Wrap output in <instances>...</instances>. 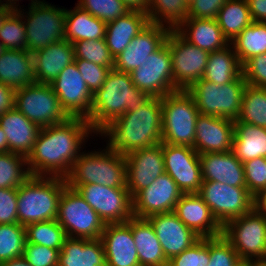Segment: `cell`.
Instances as JSON below:
<instances>
[{
  "label": "cell",
  "mask_w": 266,
  "mask_h": 266,
  "mask_svg": "<svg viewBox=\"0 0 266 266\" xmlns=\"http://www.w3.org/2000/svg\"><path fill=\"white\" fill-rule=\"evenodd\" d=\"M92 134L95 133L89 122L80 117H69L65 122L42 127L27 156L30 175L65 178Z\"/></svg>",
  "instance_id": "1"
},
{
  "label": "cell",
  "mask_w": 266,
  "mask_h": 266,
  "mask_svg": "<svg viewBox=\"0 0 266 266\" xmlns=\"http://www.w3.org/2000/svg\"><path fill=\"white\" fill-rule=\"evenodd\" d=\"M97 134L107 137L105 148L122 155L161 143V98L150 97L134 111L107 123Z\"/></svg>",
  "instance_id": "2"
},
{
  "label": "cell",
  "mask_w": 266,
  "mask_h": 266,
  "mask_svg": "<svg viewBox=\"0 0 266 266\" xmlns=\"http://www.w3.org/2000/svg\"><path fill=\"white\" fill-rule=\"evenodd\" d=\"M149 98L146 92L133 84L130 73L113 68L100 89L93 94L91 113L86 120L96 134L107 123L113 122L125 112L134 111Z\"/></svg>",
  "instance_id": "3"
},
{
  "label": "cell",
  "mask_w": 266,
  "mask_h": 266,
  "mask_svg": "<svg viewBox=\"0 0 266 266\" xmlns=\"http://www.w3.org/2000/svg\"><path fill=\"white\" fill-rule=\"evenodd\" d=\"M66 186L63 177L31 175L17 188L18 223L26 226L35 222L55 220L59 200Z\"/></svg>",
  "instance_id": "4"
},
{
  "label": "cell",
  "mask_w": 266,
  "mask_h": 266,
  "mask_svg": "<svg viewBox=\"0 0 266 266\" xmlns=\"http://www.w3.org/2000/svg\"><path fill=\"white\" fill-rule=\"evenodd\" d=\"M125 155L102 151L81 152L65 177L67 185L98 184L110 188H127Z\"/></svg>",
  "instance_id": "5"
},
{
  "label": "cell",
  "mask_w": 266,
  "mask_h": 266,
  "mask_svg": "<svg viewBox=\"0 0 266 266\" xmlns=\"http://www.w3.org/2000/svg\"><path fill=\"white\" fill-rule=\"evenodd\" d=\"M162 143L194 148L196 120L200 114L187 90H177L161 98Z\"/></svg>",
  "instance_id": "6"
},
{
  "label": "cell",
  "mask_w": 266,
  "mask_h": 266,
  "mask_svg": "<svg viewBox=\"0 0 266 266\" xmlns=\"http://www.w3.org/2000/svg\"><path fill=\"white\" fill-rule=\"evenodd\" d=\"M246 85L242 74L233 82L223 85L201 78L192 84L187 92L193 97L200 114L236 121L241 111Z\"/></svg>",
  "instance_id": "7"
},
{
  "label": "cell",
  "mask_w": 266,
  "mask_h": 266,
  "mask_svg": "<svg viewBox=\"0 0 266 266\" xmlns=\"http://www.w3.org/2000/svg\"><path fill=\"white\" fill-rule=\"evenodd\" d=\"M29 5L28 12L24 13L21 6L17 11L25 23L27 51L32 54L50 44L65 40V8H58L44 0H31Z\"/></svg>",
  "instance_id": "8"
},
{
  "label": "cell",
  "mask_w": 266,
  "mask_h": 266,
  "mask_svg": "<svg viewBox=\"0 0 266 266\" xmlns=\"http://www.w3.org/2000/svg\"><path fill=\"white\" fill-rule=\"evenodd\" d=\"M56 220L67 237L88 240L100 239L106 225L77 190L68 186L60 197Z\"/></svg>",
  "instance_id": "9"
},
{
  "label": "cell",
  "mask_w": 266,
  "mask_h": 266,
  "mask_svg": "<svg viewBox=\"0 0 266 266\" xmlns=\"http://www.w3.org/2000/svg\"><path fill=\"white\" fill-rule=\"evenodd\" d=\"M222 235L231 243L241 261L266 259V217L255 207L229 220Z\"/></svg>",
  "instance_id": "10"
},
{
  "label": "cell",
  "mask_w": 266,
  "mask_h": 266,
  "mask_svg": "<svg viewBox=\"0 0 266 266\" xmlns=\"http://www.w3.org/2000/svg\"><path fill=\"white\" fill-rule=\"evenodd\" d=\"M14 107L41 128L65 122L69 118L50 84L35 83L17 89Z\"/></svg>",
  "instance_id": "11"
},
{
  "label": "cell",
  "mask_w": 266,
  "mask_h": 266,
  "mask_svg": "<svg viewBox=\"0 0 266 266\" xmlns=\"http://www.w3.org/2000/svg\"><path fill=\"white\" fill-rule=\"evenodd\" d=\"M198 195L209 206L212 214L222 226L254 208L255 197L246 187L203 181Z\"/></svg>",
  "instance_id": "12"
},
{
  "label": "cell",
  "mask_w": 266,
  "mask_h": 266,
  "mask_svg": "<svg viewBox=\"0 0 266 266\" xmlns=\"http://www.w3.org/2000/svg\"><path fill=\"white\" fill-rule=\"evenodd\" d=\"M67 186L77 190L105 224L126 223L133 216L132 196L127 188L98 184Z\"/></svg>",
  "instance_id": "13"
},
{
  "label": "cell",
  "mask_w": 266,
  "mask_h": 266,
  "mask_svg": "<svg viewBox=\"0 0 266 266\" xmlns=\"http://www.w3.org/2000/svg\"><path fill=\"white\" fill-rule=\"evenodd\" d=\"M166 43L171 52L174 86L187 90L205 73L209 52L190 44L176 30H170Z\"/></svg>",
  "instance_id": "14"
},
{
  "label": "cell",
  "mask_w": 266,
  "mask_h": 266,
  "mask_svg": "<svg viewBox=\"0 0 266 266\" xmlns=\"http://www.w3.org/2000/svg\"><path fill=\"white\" fill-rule=\"evenodd\" d=\"M130 75L133 84L150 97L162 98L177 91L173 80L171 52L166 41Z\"/></svg>",
  "instance_id": "15"
},
{
  "label": "cell",
  "mask_w": 266,
  "mask_h": 266,
  "mask_svg": "<svg viewBox=\"0 0 266 266\" xmlns=\"http://www.w3.org/2000/svg\"><path fill=\"white\" fill-rule=\"evenodd\" d=\"M164 170L183 194L198 193L203 179L199 154L194 148L163 143Z\"/></svg>",
  "instance_id": "16"
},
{
  "label": "cell",
  "mask_w": 266,
  "mask_h": 266,
  "mask_svg": "<svg viewBox=\"0 0 266 266\" xmlns=\"http://www.w3.org/2000/svg\"><path fill=\"white\" fill-rule=\"evenodd\" d=\"M50 85L69 117H89L93 93L83 80L75 62L66 66Z\"/></svg>",
  "instance_id": "17"
},
{
  "label": "cell",
  "mask_w": 266,
  "mask_h": 266,
  "mask_svg": "<svg viewBox=\"0 0 266 266\" xmlns=\"http://www.w3.org/2000/svg\"><path fill=\"white\" fill-rule=\"evenodd\" d=\"M183 195L176 182L164 172L133 198V216L148 218L154 214L174 212Z\"/></svg>",
  "instance_id": "18"
},
{
  "label": "cell",
  "mask_w": 266,
  "mask_h": 266,
  "mask_svg": "<svg viewBox=\"0 0 266 266\" xmlns=\"http://www.w3.org/2000/svg\"><path fill=\"white\" fill-rule=\"evenodd\" d=\"M125 158L126 186L132 198L165 172L162 142L132 151Z\"/></svg>",
  "instance_id": "19"
},
{
  "label": "cell",
  "mask_w": 266,
  "mask_h": 266,
  "mask_svg": "<svg viewBox=\"0 0 266 266\" xmlns=\"http://www.w3.org/2000/svg\"><path fill=\"white\" fill-rule=\"evenodd\" d=\"M147 219L155 230L167 260L179 255L200 239L174 212L154 214Z\"/></svg>",
  "instance_id": "20"
},
{
  "label": "cell",
  "mask_w": 266,
  "mask_h": 266,
  "mask_svg": "<svg viewBox=\"0 0 266 266\" xmlns=\"http://www.w3.org/2000/svg\"><path fill=\"white\" fill-rule=\"evenodd\" d=\"M169 31L163 25L149 23L115 58L114 69L131 73L166 41Z\"/></svg>",
  "instance_id": "21"
},
{
  "label": "cell",
  "mask_w": 266,
  "mask_h": 266,
  "mask_svg": "<svg viewBox=\"0 0 266 266\" xmlns=\"http://www.w3.org/2000/svg\"><path fill=\"white\" fill-rule=\"evenodd\" d=\"M234 121L199 114L196 120L194 150L200 154L232 151Z\"/></svg>",
  "instance_id": "22"
},
{
  "label": "cell",
  "mask_w": 266,
  "mask_h": 266,
  "mask_svg": "<svg viewBox=\"0 0 266 266\" xmlns=\"http://www.w3.org/2000/svg\"><path fill=\"white\" fill-rule=\"evenodd\" d=\"M100 239L106 266H140L132 235V217L126 223L106 224Z\"/></svg>",
  "instance_id": "23"
},
{
  "label": "cell",
  "mask_w": 266,
  "mask_h": 266,
  "mask_svg": "<svg viewBox=\"0 0 266 266\" xmlns=\"http://www.w3.org/2000/svg\"><path fill=\"white\" fill-rule=\"evenodd\" d=\"M174 213L200 238L217 237L223 233V226L198 193L183 194L176 203Z\"/></svg>",
  "instance_id": "24"
},
{
  "label": "cell",
  "mask_w": 266,
  "mask_h": 266,
  "mask_svg": "<svg viewBox=\"0 0 266 266\" xmlns=\"http://www.w3.org/2000/svg\"><path fill=\"white\" fill-rule=\"evenodd\" d=\"M36 83L50 84L69 64L75 62L73 44L60 40L32 53Z\"/></svg>",
  "instance_id": "25"
},
{
  "label": "cell",
  "mask_w": 266,
  "mask_h": 266,
  "mask_svg": "<svg viewBox=\"0 0 266 266\" xmlns=\"http://www.w3.org/2000/svg\"><path fill=\"white\" fill-rule=\"evenodd\" d=\"M203 181L246 187L243 163L230 152L199 155Z\"/></svg>",
  "instance_id": "26"
},
{
  "label": "cell",
  "mask_w": 266,
  "mask_h": 266,
  "mask_svg": "<svg viewBox=\"0 0 266 266\" xmlns=\"http://www.w3.org/2000/svg\"><path fill=\"white\" fill-rule=\"evenodd\" d=\"M0 126L6 134L8 152L25 157L31 153L41 130L15 107L0 115Z\"/></svg>",
  "instance_id": "27"
},
{
  "label": "cell",
  "mask_w": 266,
  "mask_h": 266,
  "mask_svg": "<svg viewBox=\"0 0 266 266\" xmlns=\"http://www.w3.org/2000/svg\"><path fill=\"white\" fill-rule=\"evenodd\" d=\"M0 82L15 90L35 84L33 55L27 50L5 49L0 55Z\"/></svg>",
  "instance_id": "28"
},
{
  "label": "cell",
  "mask_w": 266,
  "mask_h": 266,
  "mask_svg": "<svg viewBox=\"0 0 266 266\" xmlns=\"http://www.w3.org/2000/svg\"><path fill=\"white\" fill-rule=\"evenodd\" d=\"M176 31L190 44L209 53L230 44L216 19L187 18Z\"/></svg>",
  "instance_id": "29"
},
{
  "label": "cell",
  "mask_w": 266,
  "mask_h": 266,
  "mask_svg": "<svg viewBox=\"0 0 266 266\" xmlns=\"http://www.w3.org/2000/svg\"><path fill=\"white\" fill-rule=\"evenodd\" d=\"M148 24L147 13L136 10H130L118 19L108 22L105 41L112 56H119Z\"/></svg>",
  "instance_id": "30"
},
{
  "label": "cell",
  "mask_w": 266,
  "mask_h": 266,
  "mask_svg": "<svg viewBox=\"0 0 266 266\" xmlns=\"http://www.w3.org/2000/svg\"><path fill=\"white\" fill-rule=\"evenodd\" d=\"M58 266H106L102 240L67 237L59 251Z\"/></svg>",
  "instance_id": "31"
},
{
  "label": "cell",
  "mask_w": 266,
  "mask_h": 266,
  "mask_svg": "<svg viewBox=\"0 0 266 266\" xmlns=\"http://www.w3.org/2000/svg\"><path fill=\"white\" fill-rule=\"evenodd\" d=\"M132 235L140 266H167L166 259L155 230L147 218L132 216Z\"/></svg>",
  "instance_id": "32"
},
{
  "label": "cell",
  "mask_w": 266,
  "mask_h": 266,
  "mask_svg": "<svg viewBox=\"0 0 266 266\" xmlns=\"http://www.w3.org/2000/svg\"><path fill=\"white\" fill-rule=\"evenodd\" d=\"M65 40L75 43L81 40L105 39L107 23L91 15L75 4L65 10Z\"/></svg>",
  "instance_id": "33"
},
{
  "label": "cell",
  "mask_w": 266,
  "mask_h": 266,
  "mask_svg": "<svg viewBox=\"0 0 266 266\" xmlns=\"http://www.w3.org/2000/svg\"><path fill=\"white\" fill-rule=\"evenodd\" d=\"M232 152L242 162L266 157V128L234 123Z\"/></svg>",
  "instance_id": "34"
},
{
  "label": "cell",
  "mask_w": 266,
  "mask_h": 266,
  "mask_svg": "<svg viewBox=\"0 0 266 266\" xmlns=\"http://www.w3.org/2000/svg\"><path fill=\"white\" fill-rule=\"evenodd\" d=\"M242 74V65L229 44L224 49L213 51L209 54L206 69L202 79L215 84L233 82Z\"/></svg>",
  "instance_id": "35"
},
{
  "label": "cell",
  "mask_w": 266,
  "mask_h": 266,
  "mask_svg": "<svg viewBox=\"0 0 266 266\" xmlns=\"http://www.w3.org/2000/svg\"><path fill=\"white\" fill-rule=\"evenodd\" d=\"M216 20L229 43L253 22L246 0H228Z\"/></svg>",
  "instance_id": "36"
},
{
  "label": "cell",
  "mask_w": 266,
  "mask_h": 266,
  "mask_svg": "<svg viewBox=\"0 0 266 266\" xmlns=\"http://www.w3.org/2000/svg\"><path fill=\"white\" fill-rule=\"evenodd\" d=\"M148 22L176 30L188 18L185 0H149L146 11Z\"/></svg>",
  "instance_id": "37"
},
{
  "label": "cell",
  "mask_w": 266,
  "mask_h": 266,
  "mask_svg": "<svg viewBox=\"0 0 266 266\" xmlns=\"http://www.w3.org/2000/svg\"><path fill=\"white\" fill-rule=\"evenodd\" d=\"M230 44L241 65L254 56L266 53V22L253 21Z\"/></svg>",
  "instance_id": "38"
},
{
  "label": "cell",
  "mask_w": 266,
  "mask_h": 266,
  "mask_svg": "<svg viewBox=\"0 0 266 266\" xmlns=\"http://www.w3.org/2000/svg\"><path fill=\"white\" fill-rule=\"evenodd\" d=\"M234 123H248L266 128V88L246 85L241 111Z\"/></svg>",
  "instance_id": "39"
},
{
  "label": "cell",
  "mask_w": 266,
  "mask_h": 266,
  "mask_svg": "<svg viewBox=\"0 0 266 266\" xmlns=\"http://www.w3.org/2000/svg\"><path fill=\"white\" fill-rule=\"evenodd\" d=\"M26 242L61 250L67 235L55 220L35 222L25 226Z\"/></svg>",
  "instance_id": "40"
},
{
  "label": "cell",
  "mask_w": 266,
  "mask_h": 266,
  "mask_svg": "<svg viewBox=\"0 0 266 266\" xmlns=\"http://www.w3.org/2000/svg\"><path fill=\"white\" fill-rule=\"evenodd\" d=\"M30 176L27 157L12 152L0 153V188H18Z\"/></svg>",
  "instance_id": "41"
},
{
  "label": "cell",
  "mask_w": 266,
  "mask_h": 266,
  "mask_svg": "<svg viewBox=\"0 0 266 266\" xmlns=\"http://www.w3.org/2000/svg\"><path fill=\"white\" fill-rule=\"evenodd\" d=\"M26 242L25 226L0 224V263L22 257Z\"/></svg>",
  "instance_id": "42"
},
{
  "label": "cell",
  "mask_w": 266,
  "mask_h": 266,
  "mask_svg": "<svg viewBox=\"0 0 266 266\" xmlns=\"http://www.w3.org/2000/svg\"><path fill=\"white\" fill-rule=\"evenodd\" d=\"M75 59H84L94 64L114 67L115 58L107 47L105 39L81 40L73 43Z\"/></svg>",
  "instance_id": "43"
},
{
  "label": "cell",
  "mask_w": 266,
  "mask_h": 266,
  "mask_svg": "<svg viewBox=\"0 0 266 266\" xmlns=\"http://www.w3.org/2000/svg\"><path fill=\"white\" fill-rule=\"evenodd\" d=\"M0 42L5 49L26 50L25 23L17 11H12L3 21Z\"/></svg>",
  "instance_id": "44"
},
{
  "label": "cell",
  "mask_w": 266,
  "mask_h": 266,
  "mask_svg": "<svg viewBox=\"0 0 266 266\" xmlns=\"http://www.w3.org/2000/svg\"><path fill=\"white\" fill-rule=\"evenodd\" d=\"M77 5L94 17L108 23L129 12L121 0H78Z\"/></svg>",
  "instance_id": "45"
},
{
  "label": "cell",
  "mask_w": 266,
  "mask_h": 266,
  "mask_svg": "<svg viewBox=\"0 0 266 266\" xmlns=\"http://www.w3.org/2000/svg\"><path fill=\"white\" fill-rule=\"evenodd\" d=\"M210 261V238H200L190 248L168 260L167 266H207Z\"/></svg>",
  "instance_id": "46"
},
{
  "label": "cell",
  "mask_w": 266,
  "mask_h": 266,
  "mask_svg": "<svg viewBox=\"0 0 266 266\" xmlns=\"http://www.w3.org/2000/svg\"><path fill=\"white\" fill-rule=\"evenodd\" d=\"M231 243L223 236L210 237V261L207 266H242Z\"/></svg>",
  "instance_id": "47"
},
{
  "label": "cell",
  "mask_w": 266,
  "mask_h": 266,
  "mask_svg": "<svg viewBox=\"0 0 266 266\" xmlns=\"http://www.w3.org/2000/svg\"><path fill=\"white\" fill-rule=\"evenodd\" d=\"M247 190L256 197L266 189V157H258L243 163Z\"/></svg>",
  "instance_id": "48"
},
{
  "label": "cell",
  "mask_w": 266,
  "mask_h": 266,
  "mask_svg": "<svg viewBox=\"0 0 266 266\" xmlns=\"http://www.w3.org/2000/svg\"><path fill=\"white\" fill-rule=\"evenodd\" d=\"M76 67L89 90L94 94L105 82L106 76L114 67L94 64L84 59H75Z\"/></svg>",
  "instance_id": "49"
},
{
  "label": "cell",
  "mask_w": 266,
  "mask_h": 266,
  "mask_svg": "<svg viewBox=\"0 0 266 266\" xmlns=\"http://www.w3.org/2000/svg\"><path fill=\"white\" fill-rule=\"evenodd\" d=\"M22 257L32 266H58L59 251L25 242Z\"/></svg>",
  "instance_id": "50"
},
{
  "label": "cell",
  "mask_w": 266,
  "mask_h": 266,
  "mask_svg": "<svg viewBox=\"0 0 266 266\" xmlns=\"http://www.w3.org/2000/svg\"><path fill=\"white\" fill-rule=\"evenodd\" d=\"M242 75L247 84L266 88V53L247 60L242 65Z\"/></svg>",
  "instance_id": "51"
},
{
  "label": "cell",
  "mask_w": 266,
  "mask_h": 266,
  "mask_svg": "<svg viewBox=\"0 0 266 266\" xmlns=\"http://www.w3.org/2000/svg\"><path fill=\"white\" fill-rule=\"evenodd\" d=\"M18 223L17 188H0V224Z\"/></svg>",
  "instance_id": "52"
},
{
  "label": "cell",
  "mask_w": 266,
  "mask_h": 266,
  "mask_svg": "<svg viewBox=\"0 0 266 266\" xmlns=\"http://www.w3.org/2000/svg\"><path fill=\"white\" fill-rule=\"evenodd\" d=\"M228 0H193L188 5V18L217 19L219 10Z\"/></svg>",
  "instance_id": "53"
},
{
  "label": "cell",
  "mask_w": 266,
  "mask_h": 266,
  "mask_svg": "<svg viewBox=\"0 0 266 266\" xmlns=\"http://www.w3.org/2000/svg\"><path fill=\"white\" fill-rule=\"evenodd\" d=\"M15 89L0 82V115L14 108Z\"/></svg>",
  "instance_id": "54"
},
{
  "label": "cell",
  "mask_w": 266,
  "mask_h": 266,
  "mask_svg": "<svg viewBox=\"0 0 266 266\" xmlns=\"http://www.w3.org/2000/svg\"><path fill=\"white\" fill-rule=\"evenodd\" d=\"M252 21L266 22V0H246Z\"/></svg>",
  "instance_id": "55"
},
{
  "label": "cell",
  "mask_w": 266,
  "mask_h": 266,
  "mask_svg": "<svg viewBox=\"0 0 266 266\" xmlns=\"http://www.w3.org/2000/svg\"><path fill=\"white\" fill-rule=\"evenodd\" d=\"M129 10L146 12L149 0H121Z\"/></svg>",
  "instance_id": "56"
},
{
  "label": "cell",
  "mask_w": 266,
  "mask_h": 266,
  "mask_svg": "<svg viewBox=\"0 0 266 266\" xmlns=\"http://www.w3.org/2000/svg\"><path fill=\"white\" fill-rule=\"evenodd\" d=\"M254 207L266 217V189L255 197Z\"/></svg>",
  "instance_id": "57"
},
{
  "label": "cell",
  "mask_w": 266,
  "mask_h": 266,
  "mask_svg": "<svg viewBox=\"0 0 266 266\" xmlns=\"http://www.w3.org/2000/svg\"><path fill=\"white\" fill-rule=\"evenodd\" d=\"M0 266H32L23 257H18L0 263Z\"/></svg>",
  "instance_id": "58"
},
{
  "label": "cell",
  "mask_w": 266,
  "mask_h": 266,
  "mask_svg": "<svg viewBox=\"0 0 266 266\" xmlns=\"http://www.w3.org/2000/svg\"><path fill=\"white\" fill-rule=\"evenodd\" d=\"M6 152H8V142L6 134L0 126V153H6Z\"/></svg>",
  "instance_id": "59"
},
{
  "label": "cell",
  "mask_w": 266,
  "mask_h": 266,
  "mask_svg": "<svg viewBox=\"0 0 266 266\" xmlns=\"http://www.w3.org/2000/svg\"><path fill=\"white\" fill-rule=\"evenodd\" d=\"M17 2H18V5H17ZM0 5L10 8L12 11H18L20 9L18 8L19 0H3V1L0 0Z\"/></svg>",
  "instance_id": "60"
},
{
  "label": "cell",
  "mask_w": 266,
  "mask_h": 266,
  "mask_svg": "<svg viewBox=\"0 0 266 266\" xmlns=\"http://www.w3.org/2000/svg\"><path fill=\"white\" fill-rule=\"evenodd\" d=\"M12 12V10L6 6L0 5V27L6 17Z\"/></svg>",
  "instance_id": "61"
},
{
  "label": "cell",
  "mask_w": 266,
  "mask_h": 266,
  "mask_svg": "<svg viewBox=\"0 0 266 266\" xmlns=\"http://www.w3.org/2000/svg\"><path fill=\"white\" fill-rule=\"evenodd\" d=\"M242 266H266V259L250 260L244 262Z\"/></svg>",
  "instance_id": "62"
},
{
  "label": "cell",
  "mask_w": 266,
  "mask_h": 266,
  "mask_svg": "<svg viewBox=\"0 0 266 266\" xmlns=\"http://www.w3.org/2000/svg\"><path fill=\"white\" fill-rule=\"evenodd\" d=\"M5 48L3 44L0 42V55L4 52Z\"/></svg>",
  "instance_id": "63"
},
{
  "label": "cell",
  "mask_w": 266,
  "mask_h": 266,
  "mask_svg": "<svg viewBox=\"0 0 266 266\" xmlns=\"http://www.w3.org/2000/svg\"><path fill=\"white\" fill-rule=\"evenodd\" d=\"M187 4L189 5L193 0H185Z\"/></svg>",
  "instance_id": "64"
}]
</instances>
